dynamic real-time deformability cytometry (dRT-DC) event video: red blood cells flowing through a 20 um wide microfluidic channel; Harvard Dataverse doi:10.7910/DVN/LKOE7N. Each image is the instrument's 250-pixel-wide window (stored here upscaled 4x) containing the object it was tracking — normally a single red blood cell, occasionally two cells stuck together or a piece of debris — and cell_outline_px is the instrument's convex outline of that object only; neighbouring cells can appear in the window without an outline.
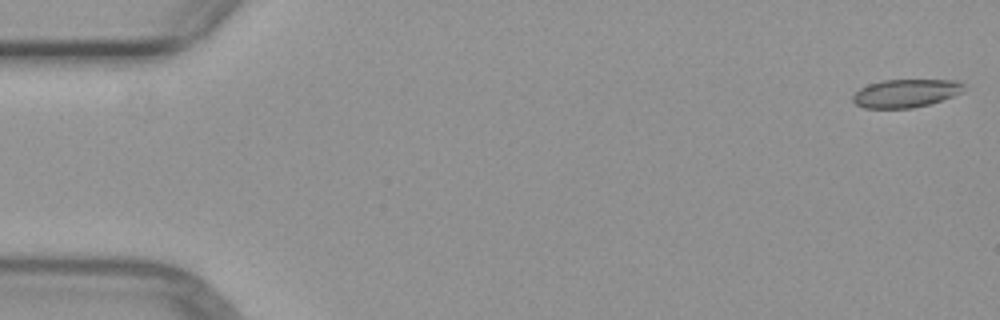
{"species": "common noctule bat (a hibernating species)", "species_latin": "Nyctalus noctula", "temperature_condition": "warm", "stored_images_in_passage": 4, "segment_of_instrument_passage": [2, 2], "camera_frame_rate_fps": 3000, "um_per_image_px": 0.085, "animal": {"sex": "female", "body_mass_g": 29.2, "forearm_length_mm": 56.3}, "frame": {"image": 1, "passage_image": 4, "time_ms": 3.667, "image_size_px": [1000, 320], "cell_outline_px": [[964, 92], [928, 104], [912, 108], [864, 108], [856, 104], [852, 100], [852, 96], [860, 88], [868, 84], [884, 80], [960, 80], [964, 84]], "centroid_in_image_um": [76.99, 7.92], "position_along_channel_um": 8.0, "area_um2": 18.21}}